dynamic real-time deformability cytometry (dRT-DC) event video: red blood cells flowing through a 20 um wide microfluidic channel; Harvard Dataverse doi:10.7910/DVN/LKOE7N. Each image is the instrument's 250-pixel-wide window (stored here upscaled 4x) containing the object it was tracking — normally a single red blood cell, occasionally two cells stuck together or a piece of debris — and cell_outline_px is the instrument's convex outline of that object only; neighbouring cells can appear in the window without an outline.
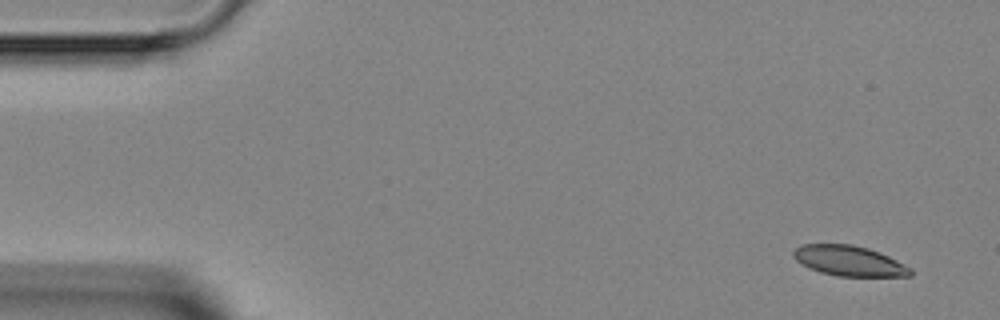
{"species": "Egyptian fruit bat (a non-hibernating species)", "species_latin": "Rousettus aegyptiacus", "temperature_condition": "room temperature", "stored_images_in_passage": 4, "camera_frame_rate_fps": 3000, "um_per_image_px": 0.085, "animal": {"sex": "female"}, "frame": {"image": 1, "passage_image": 1, "time_ms": 0.0, "image_size_px": [1000, 320], "cell_outline_px": [[912, 276], [836, 276], [820, 272], [808, 268], [796, 260], [792, 256], [792, 252], [796, 248], [804, 244], [852, 244], [868, 248], [880, 252], [912, 268]], "centroid_in_image_um": [72.17, 22.17], "position_along_channel_um": 12.8, "area_um2": 20.69}}
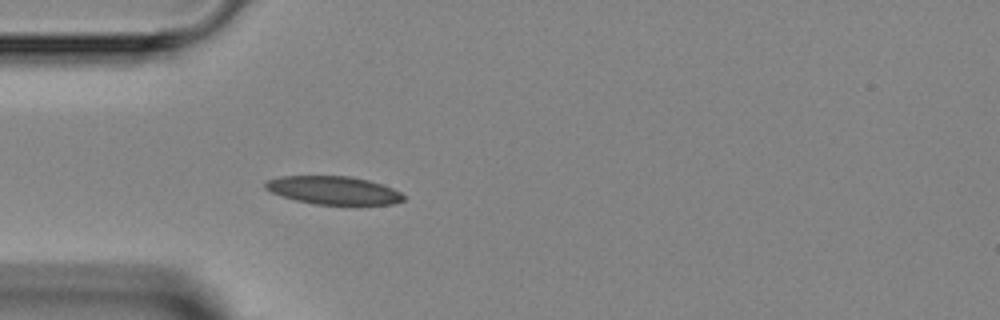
{"frame": {"image": 2, "passage_image": 4, "time_ms": 3.667, "image_size_px": [1000, 320], "cell_outline_px": [[404, 200], [392, 204], [312, 204], [296, 200], [272, 192], [264, 188], [264, 184], [268, 180], [280, 176], [352, 176], [368, 180], [392, 188], [400, 192], [404, 196]], "centroid_in_image_um": [28.33, 16.17], "position_along_channel_um": 56.7, "area_um2": 22.43}}